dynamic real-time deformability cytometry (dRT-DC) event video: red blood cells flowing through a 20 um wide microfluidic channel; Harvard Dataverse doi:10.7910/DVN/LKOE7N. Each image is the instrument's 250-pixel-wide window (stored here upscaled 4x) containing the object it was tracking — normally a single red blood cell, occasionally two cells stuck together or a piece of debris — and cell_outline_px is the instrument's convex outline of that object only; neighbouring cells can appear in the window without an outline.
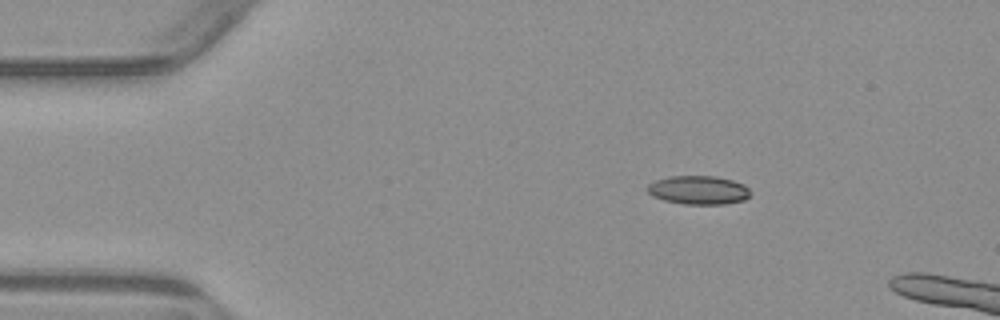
{"species": "common noctule bat (a hibernating species)", "species_latin": "Nyctalus noctula", "temperature_condition": "warm", "stored_images_in_passage": 3, "camera_frame_rate_fps": 3000, "um_per_image_px": 0.085, "animal": {"sex": "male", "body_mass_g": 23.1, "forearm_length_mm": 52.7}, "frame": {"image": 1, "passage_image": 2, "time_ms": 1.667, "image_size_px": [1000, 320], "cell_outline_px": [[752, 192], [744, 200], [724, 204], [684, 204], [664, 200], [652, 196], [644, 188], [648, 184], [656, 180], [668, 176], [716, 176], [732, 180], [744, 184]], "centroid_in_image_um": [59.35, 16.15], "position_along_channel_um": 25.6, "area_um2": 17.34}}